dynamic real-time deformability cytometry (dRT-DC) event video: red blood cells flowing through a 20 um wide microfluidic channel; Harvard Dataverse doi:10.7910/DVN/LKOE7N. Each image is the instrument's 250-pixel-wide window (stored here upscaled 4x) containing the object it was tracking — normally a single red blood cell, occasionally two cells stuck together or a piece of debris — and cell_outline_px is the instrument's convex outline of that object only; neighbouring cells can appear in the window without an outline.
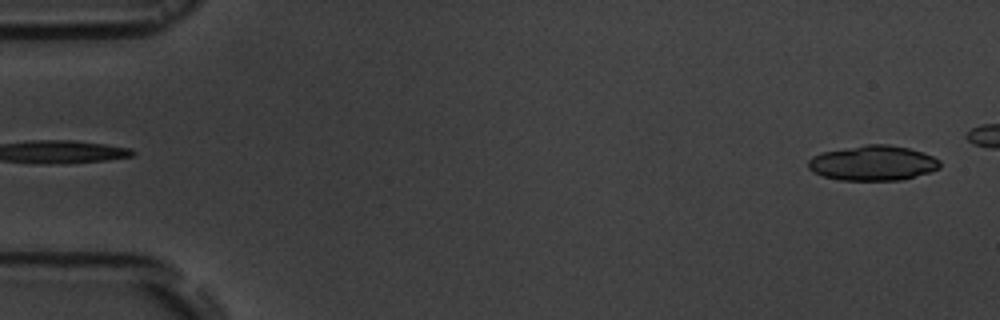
{"species": "common noctule bat (a hibernating species)", "species_latin": "Nyctalus noctula", "temperature_condition": "room temperature", "stored_images_in_passage": 5, "camera_frame_rate_fps": 3000, "um_per_image_px": 0.085, "animal": {"sex": "male", "body_mass_g": 19.5, "forearm_length_mm": 54.6}, "frame": {"image": 1, "passage_image": 1, "time_ms": 0.0, "image_size_px": [1000, 320], "cell_outline_px": [[940, 168], [928, 172], [900, 180], [840, 180], [824, 176], [812, 172], [808, 168], [808, 160], [812, 156], [820, 152], [864, 144], [888, 144], [908, 148], [932, 156], [940, 160]], "centroid_in_image_um": [74.15, 13.85], "position_along_channel_um": 10.9, "area_um2": 26.88}}